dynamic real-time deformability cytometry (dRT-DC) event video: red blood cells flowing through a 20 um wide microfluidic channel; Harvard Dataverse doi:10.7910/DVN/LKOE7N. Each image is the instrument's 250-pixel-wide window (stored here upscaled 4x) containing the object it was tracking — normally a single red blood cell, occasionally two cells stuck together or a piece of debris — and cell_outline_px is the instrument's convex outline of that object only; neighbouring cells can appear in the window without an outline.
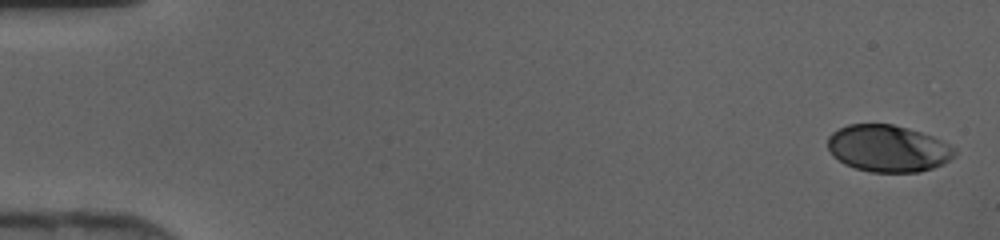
{"species": "human", "species_latin": "Homo sapiens", "temperature_condition": "cold", "stored_images_in_passage": 45, "camera_frame_rate_fps": 3000, "um_per_image_px": 0.085, "donor": {"sex": "female"}, "frame": {"image": 1, "passage_image": 1, "time_ms": 0.0, "image_size_px": [1000, 240], "cell_outline_px": [[956, 156], [944, 164], [920, 172], [872, 172], [856, 168], [844, 164], [832, 156], [828, 148], [828, 136], [832, 132], [848, 124], [892, 124], [908, 128], [932, 136], [956, 148]], "centroid_in_image_um": [75.49, 12.62], "position_along_channel_um": 9.5, "area_um2": 34.8}}
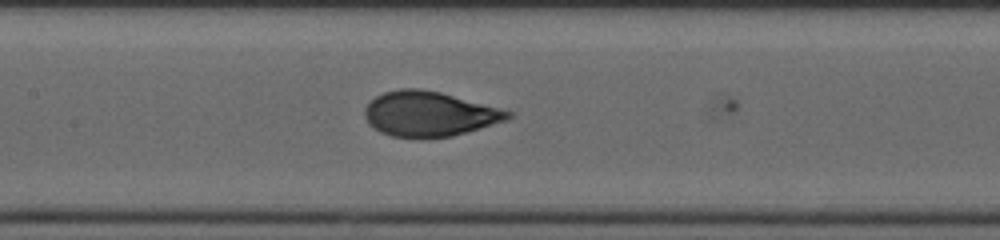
{"frame": {"image": 2, "passage_image": 22, "time_ms": 7.0, "image_size_px": [1000, 240], "cell_outline_px": [[512, 116], [508, 120], [452, 136], [392, 136], [380, 132], [368, 124], [364, 116], [364, 108], [376, 96], [384, 92], [400, 88], [420, 88], [440, 92], [500, 108], [512, 112]], "centroid_in_image_um": [36.47, 9.66], "position_along_channel_um": 170.9, "area_um2": 37.05}}
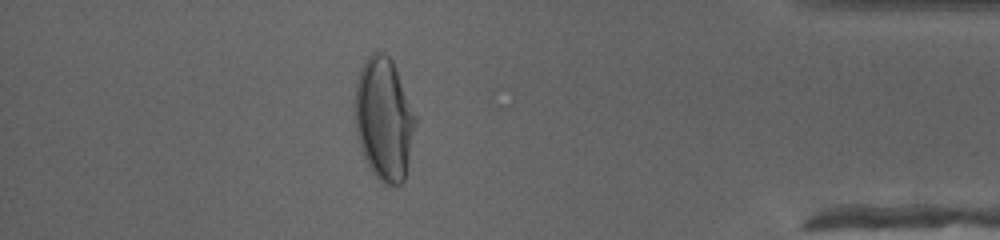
{"frame": {"image": 3, "passage_image": 40, "time_ms": 13.0, "image_size_px": [1000, 240], "cell_outline_px": [[416, 124], [408, 164], [404, 180], [400, 184], [384, 184], [372, 172], [364, 156], [356, 132], [356, 80], [360, 68], [364, 60], [372, 52], [384, 52], [392, 60], [416, 116]], "centroid_in_image_um": [32.64, 10.1], "position_along_channel_um": 402.6, "area_um2": 42.83}}